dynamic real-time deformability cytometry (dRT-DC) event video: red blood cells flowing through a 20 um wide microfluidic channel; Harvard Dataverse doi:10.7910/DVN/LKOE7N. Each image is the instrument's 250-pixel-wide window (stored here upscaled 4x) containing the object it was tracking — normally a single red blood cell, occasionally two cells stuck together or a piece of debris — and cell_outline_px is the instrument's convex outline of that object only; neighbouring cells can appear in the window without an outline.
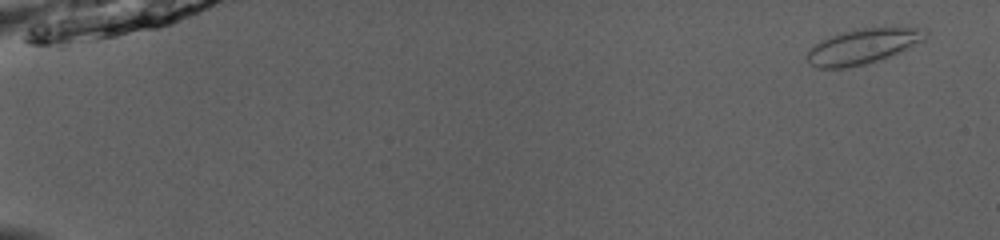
{"species": "common noctule bat (a hibernating species)", "species_latin": "Nyctalus noctula", "temperature_condition": "room temperature", "stored_images_in_passage": 51, "camera_frame_rate_fps": 3000, "um_per_image_px": 0.085, "animal": {"sex": "male", "body_mass_g": 13.0, "forearm_length_mm": 53.1}, "frame": {"image": 1, "passage_image": 3, "time_ms": 0.667, "image_size_px": [1000, 240], "cell_outline_px": [[928, 36], [924, 40], [888, 56], [864, 64], [844, 68], [816, 68], [808, 64], [804, 56], [820, 40], [852, 28], [928, 28]], "centroid_in_image_um": [73.29, 3.93], "position_along_channel_um": 11.7, "area_um2": 24.04}}
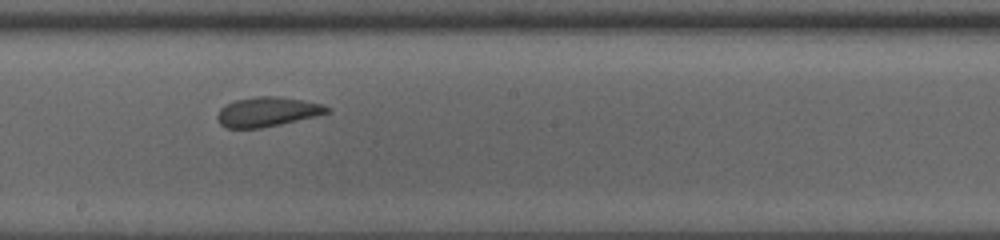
{"frame": {"image": 2, "passage_image": 31, "time_ms": 10.0, "image_size_px": [1000, 240], "cell_outline_px": [[332, 112], [316, 116], [280, 124], [260, 128], [224, 128], [220, 124], [216, 116], [220, 108], [236, 100], [256, 96], [280, 96], [304, 100], [320, 104], [332, 108]], "centroid_in_image_um": [22.74, 9.5], "position_along_channel_um": 225.5, "area_um2": 18.96}}
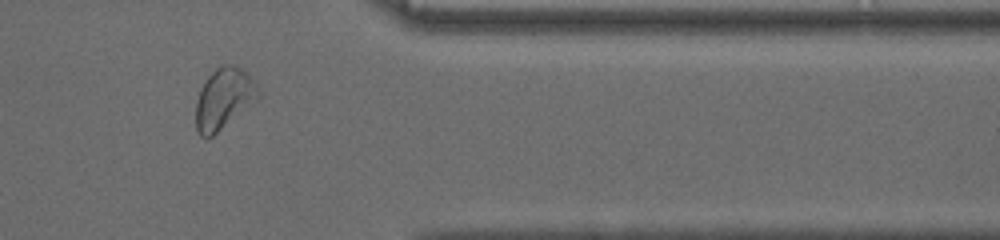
{"frame": {"image": 3, "passage_image": 44, "time_ms": 14.333, "image_size_px": [1000, 240], "cell_outline_px": [[260, 96], [212, 136], [200, 136], [196, 132], [196, 100], [200, 88], [204, 80], [220, 64], [232, 64], [240, 68], [256, 84], [260, 92]], "centroid_in_image_um": [18.98, 8.36], "position_along_channel_um": 392.4, "area_um2": 21.73}, "authors_computed_cell_mechanics": {"area_um2": 21.2126, "velocity_mm_per_s": 4.0553, "shape_relaxation_time_tau1_ms": 5.0206, "shape_relaxation_time_tau2_ms": 0.8989, "deformation_change_tau1": 0.1459, "deformation_change_tau2": 0.0506}}